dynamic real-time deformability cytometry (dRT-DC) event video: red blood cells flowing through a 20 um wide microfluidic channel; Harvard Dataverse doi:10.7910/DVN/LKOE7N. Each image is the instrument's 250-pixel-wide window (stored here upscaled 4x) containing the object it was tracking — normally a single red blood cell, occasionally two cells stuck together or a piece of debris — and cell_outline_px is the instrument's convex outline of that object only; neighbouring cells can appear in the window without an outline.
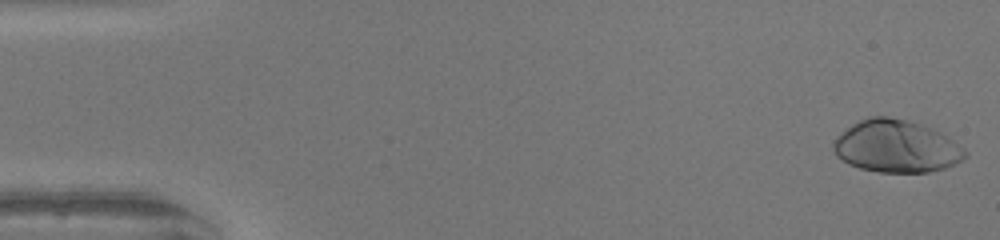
{"species": "human", "species_latin": "Homo sapiens", "temperature_condition": "warm", "stored_images_in_passage": 50, "camera_frame_rate_fps": 3000, "um_per_image_px": 0.085, "donor": {"sex": "female"}, "frame": {"image": 1, "passage_image": 1, "time_ms": 0.0, "image_size_px": [1000, 240], "cell_outline_px": [[968, 156], [944, 168], [928, 172], [880, 172], [860, 168], [848, 164], [836, 156], [832, 148], [832, 144], [836, 136], [852, 124], [868, 116], [888, 116], [904, 120], [940, 132], [964, 148], [968, 152]], "centroid_in_image_um": [76.13, 12.45], "position_along_channel_um": 8.9, "area_um2": 39.88}}
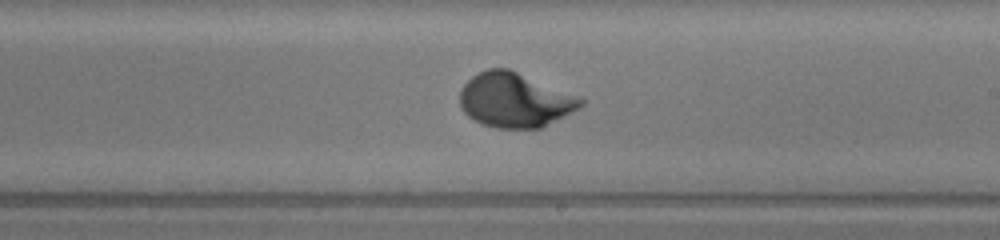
{"frame": {"image": 2, "passage_image": 29, "time_ms": 9.333, "image_size_px": [1000, 240], "cell_outline_px": [[584, 104], [540, 128], [496, 128], [484, 124], [468, 116], [464, 112], [460, 104], [460, 88], [472, 76], [488, 68], [508, 68], [584, 100]], "centroid_in_image_um": [43.67, 8.5], "position_along_channel_um": 245.3, "area_um2": 37.4}}
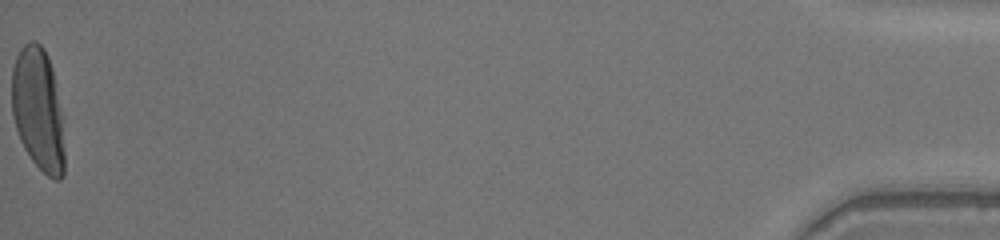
{"frame": {"image": 3, "passage_image": 50, "time_ms": 16.333, "image_size_px": [1000, 240], "cell_outline_px": [[64, 176], [60, 180], [56, 180], [48, 176], [32, 160], [24, 148], [20, 140], [12, 116], [12, 68], [16, 56], [20, 48], [24, 44], [32, 40], [40, 44], [44, 48], [52, 68], [64, 120]], "centroid_in_image_um": [3.26, 9.31], "position_along_channel_um": 431.9, "area_um2": 38.21}, "authors_computed_cell_mechanics": {"area_um2": 37.4255, "velocity_mm_per_s": 4.1764, "shape_relaxation_time_tau1_ms": 2.6632, "shape_relaxation_time_tau2_ms": null, "deformation_change_tau1": 0.2095, "deformation_change_tau2": null}}